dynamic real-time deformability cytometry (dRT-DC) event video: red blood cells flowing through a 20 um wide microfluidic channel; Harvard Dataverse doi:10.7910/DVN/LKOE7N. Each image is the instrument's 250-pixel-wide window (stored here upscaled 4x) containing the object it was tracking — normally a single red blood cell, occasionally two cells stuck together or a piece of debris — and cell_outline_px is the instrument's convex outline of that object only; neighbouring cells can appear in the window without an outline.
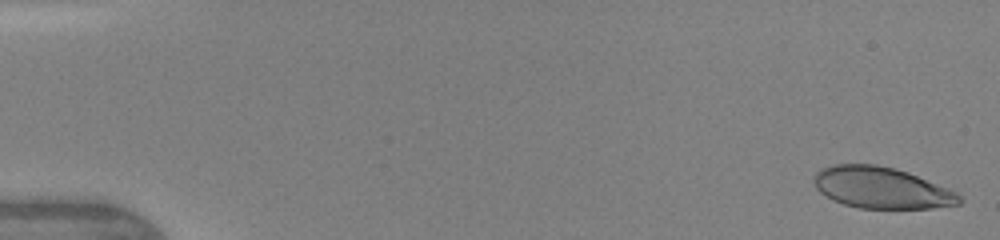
{"species": "human", "species_latin": "Homo sapiens", "temperature_condition": "warm", "stored_images_in_passage": 5, "camera_frame_rate_fps": 3000, "um_per_image_px": 0.085, "donor": {"sex": "female"}, "frame": {"image": 1, "passage_image": 1, "time_ms": 0.0, "image_size_px": [1000, 240], "cell_outline_px": [[964, 200], [960, 204], [932, 208], [860, 208], [844, 204], [832, 200], [820, 192], [816, 188], [812, 180], [816, 172], [820, 168], [836, 164], [876, 164], [896, 168], [908, 172], [948, 188], [956, 192]], "centroid_in_image_um": [74.91, 15.95], "position_along_channel_um": 10.1, "area_um2": 35.2}}
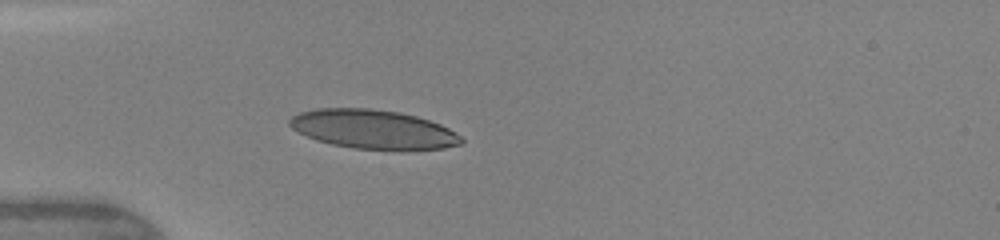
{"frame": {"image": 2, "passage_image": 5, "time_ms": 4.333, "image_size_px": [1000, 240], "cell_outline_px": [[464, 140], [460, 144], [444, 148], [400, 152], [352, 148], [332, 144], [316, 140], [292, 128], [288, 124], [288, 120], [292, 116], [300, 112], [316, 108], [368, 108], [400, 112], [416, 116], [440, 124], [456, 132]], "centroid_in_image_um": [31.75, 11.02], "position_along_channel_um": 53.2, "area_um2": 39.71}}